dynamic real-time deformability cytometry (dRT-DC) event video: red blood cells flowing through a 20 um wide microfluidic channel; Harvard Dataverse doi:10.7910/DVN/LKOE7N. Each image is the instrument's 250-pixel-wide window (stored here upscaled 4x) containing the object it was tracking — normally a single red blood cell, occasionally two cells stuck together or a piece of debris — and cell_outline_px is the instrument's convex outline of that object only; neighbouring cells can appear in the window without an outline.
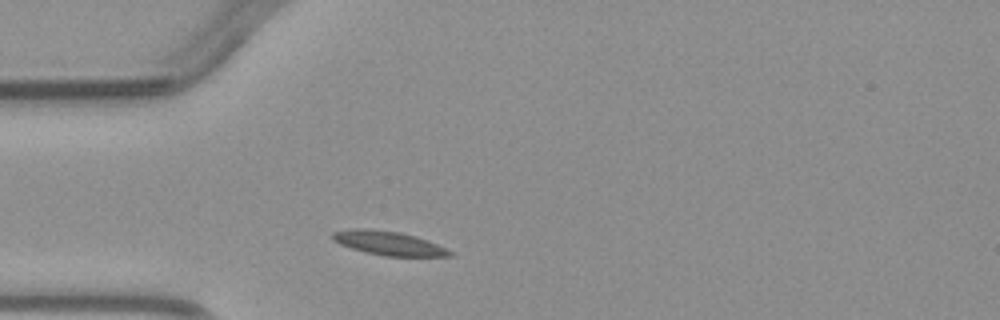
{"species": "common noctule bat (a hibernating species)", "species_latin": "Nyctalus noctula", "temperature_condition": "warm", "stored_images_in_passage": 1, "camera_frame_rate_fps": 3000, "um_per_image_px": 0.085, "animal": {"sex": "male", "body_mass_g": 23.1, "forearm_length_mm": 52.7}, "frame": {"image": 1, "passage_image": 1, "time_ms": 0.0, "image_size_px": [1000, 320], "cell_outline_px": [[452, 256], [384, 256], [352, 248], [340, 244], [332, 240], [332, 232], [356, 228], [364, 228], [400, 232], [416, 236], [428, 240], [452, 252]], "centroid_in_image_um": [33.01, 20.66], "position_along_channel_um": 52.0, "area_um2": 16.13}}